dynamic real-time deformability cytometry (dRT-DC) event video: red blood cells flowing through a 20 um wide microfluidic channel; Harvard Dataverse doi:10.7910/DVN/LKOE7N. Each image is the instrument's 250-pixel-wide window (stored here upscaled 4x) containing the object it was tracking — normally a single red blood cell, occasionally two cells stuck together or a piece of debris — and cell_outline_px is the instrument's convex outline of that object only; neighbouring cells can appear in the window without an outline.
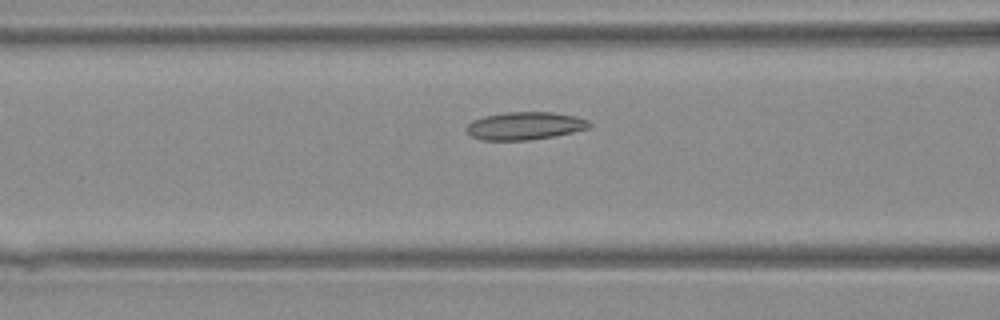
{"species": "Egyptian fruit bat (a non-hibernating species)", "species_latin": "Rousettus aegyptiacus", "temperature_condition": "warm", "stored_images_in_passage": 37, "camera_frame_rate_fps": 3000, "um_per_image_px": 0.085, "animal": {"sex": "female"}, "frame": {"image": 1, "passage_image": 13, "time_ms": 4.0, "image_size_px": [1000, 320], "cell_outline_px": [[592, 124], [588, 128], [572, 132], [552, 136], [528, 140], [480, 140], [472, 136], [464, 128], [472, 120], [484, 116], [508, 112], [552, 112], [576, 116], [588, 120]], "centroid_in_image_um": [44.59, 10.69], "position_along_channel_um": 122.0, "area_um2": 19.83}}
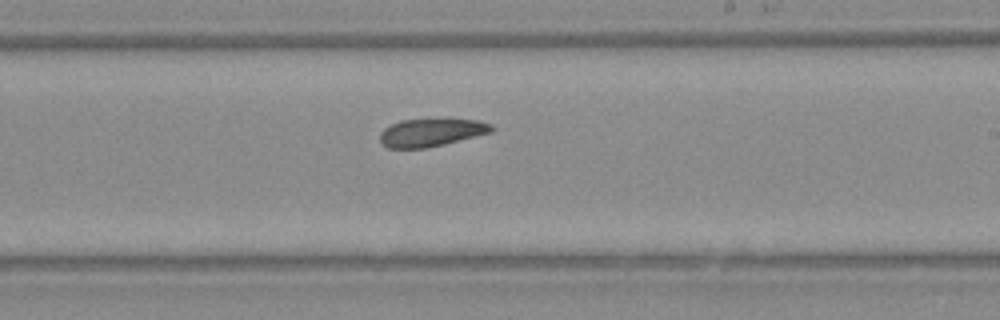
{"frame": {"image": 2, "passage_image": 21, "time_ms": 6.667, "image_size_px": [1000, 320], "cell_outline_px": [[492, 132], [444, 144], [424, 148], [388, 148], [380, 140], [380, 132], [384, 128], [400, 120], [436, 116], [476, 120], [492, 124]], "centroid_in_image_um": [36.66, 11.2], "position_along_channel_um": 252.3, "area_um2": 18.79}}
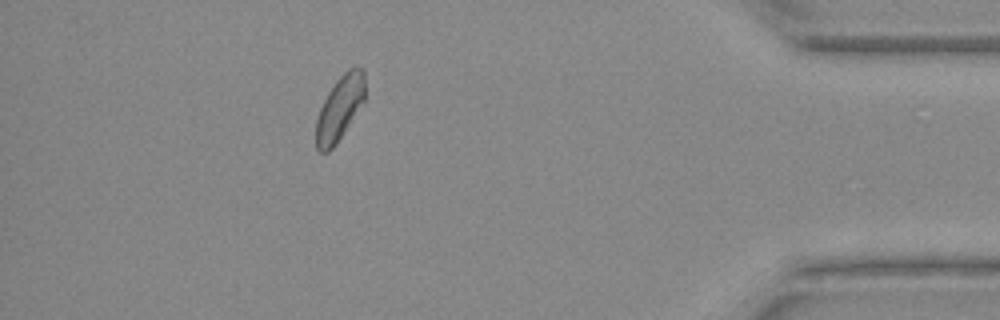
{"frame": {"image": 3, "passage_image": 33, "time_ms": 10.667, "image_size_px": [1000, 320], "cell_outline_px": [[364, 104], [336, 144], [328, 152], [320, 152], [316, 148], [316, 120], [320, 108], [328, 92], [336, 80], [348, 68], [364, 68]], "centroid_in_image_um": [28.88, 9.21], "position_along_channel_um": 406.3, "area_um2": 18.44}}